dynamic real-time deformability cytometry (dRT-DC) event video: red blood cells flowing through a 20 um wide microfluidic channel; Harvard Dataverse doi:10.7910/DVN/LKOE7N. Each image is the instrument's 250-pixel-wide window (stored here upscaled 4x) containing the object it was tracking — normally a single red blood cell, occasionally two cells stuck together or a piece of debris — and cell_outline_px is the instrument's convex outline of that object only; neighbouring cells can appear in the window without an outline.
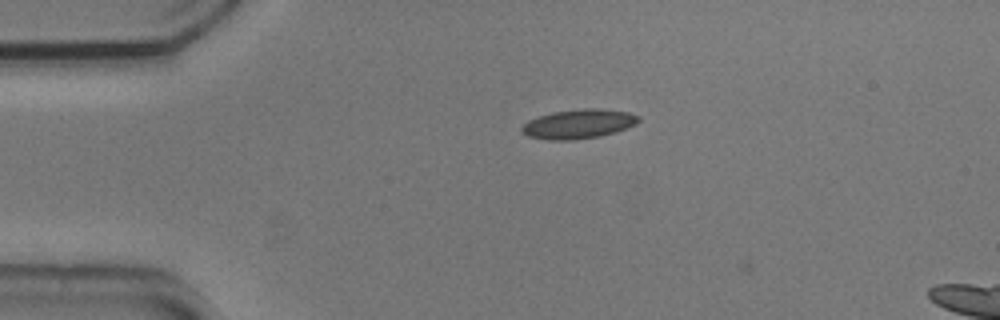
{"species": "common noctule bat (a hibernating species)", "species_latin": "Nyctalus noctula", "temperature_condition": "cold", "stored_images_in_passage": 3, "camera_frame_rate_fps": 3000, "um_per_image_px": 0.085, "animal": {"sex": "male", "body_mass_g": 20.5, "forearm_length_mm": 52.5}, "frame": {"image": 1, "passage_image": 1, "time_ms": 0.0, "image_size_px": [1000, 320], "cell_outline_px": [[640, 120], [636, 124], [616, 132], [600, 136], [572, 140], [548, 140], [528, 136], [520, 132], [520, 128], [528, 120], [552, 112], [584, 108], [596, 108], [628, 112], [640, 116]], "centroid_in_image_um": [49.17, 10.54], "position_along_channel_um": 35.8, "area_um2": 20.0}}